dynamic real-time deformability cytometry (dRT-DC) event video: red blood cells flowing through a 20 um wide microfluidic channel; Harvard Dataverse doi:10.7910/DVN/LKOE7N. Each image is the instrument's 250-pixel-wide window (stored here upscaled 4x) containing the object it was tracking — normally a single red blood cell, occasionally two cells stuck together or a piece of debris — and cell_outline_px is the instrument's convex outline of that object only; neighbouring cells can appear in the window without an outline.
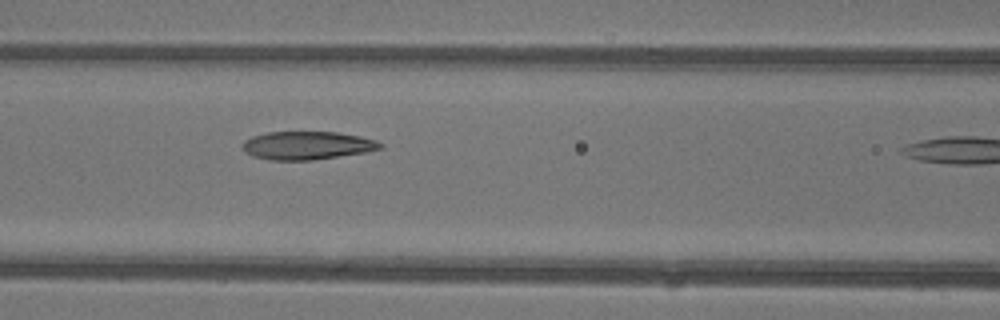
{"species": "common noctule bat (a hibernating species)", "species_latin": "Nyctalus noctula", "temperature_condition": "warm", "stored_images_in_passage": 10, "camera_frame_rate_fps": 3000, "um_per_image_px": 0.085, "animal": {"sex": "female"}, "frame": {"image": 1, "passage_image": 9, "time_ms": 2.667, "image_size_px": [1000, 320], "cell_outline_px": [[384, 148], [368, 152], [312, 160], [272, 160], [256, 156], [244, 152], [244, 140], [252, 136], [268, 132], [336, 132], [360, 136], [376, 140], [384, 144]], "centroid_in_image_um": [26.17, 12.36], "position_along_channel_um": 140.4, "area_um2": 22.6}}